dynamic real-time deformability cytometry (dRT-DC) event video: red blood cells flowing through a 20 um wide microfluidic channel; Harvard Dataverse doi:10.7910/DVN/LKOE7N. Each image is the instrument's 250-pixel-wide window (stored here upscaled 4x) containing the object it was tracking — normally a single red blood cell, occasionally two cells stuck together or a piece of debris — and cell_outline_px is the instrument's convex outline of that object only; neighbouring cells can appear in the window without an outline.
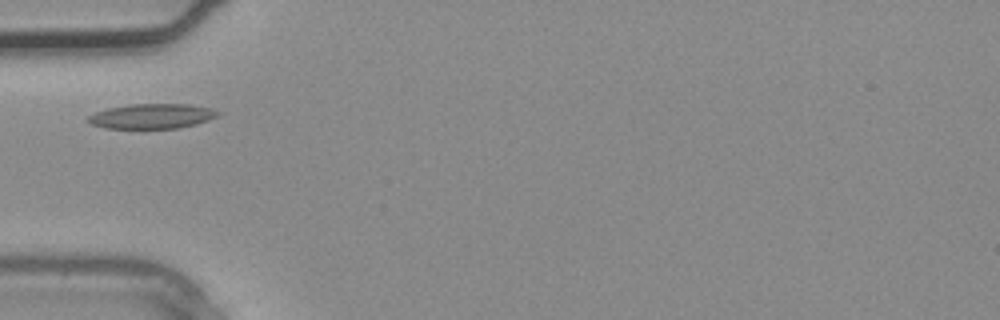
{"species": "common noctule bat (a hibernating species)", "species_latin": "Nyctalus noctula", "temperature_condition": "warm", "stored_images_in_passage": 1, "camera_frame_rate_fps": 3000, "um_per_image_px": 0.085, "animal": {"sex": "male", "body_mass_g": 20.4}, "frame": {"image": 1, "passage_image": 1, "time_ms": 0.0, "image_size_px": [1000, 320], "cell_outline_px": [[220, 112], [216, 116], [208, 120], [196, 124], [180, 128], [104, 128], [92, 124], [88, 120], [88, 116], [96, 112], [108, 108], [128, 104], [188, 104], [212, 108]], "centroid_in_image_um": [12.92, 9.87], "position_along_channel_um": 72.1, "area_um2": 18.73}}